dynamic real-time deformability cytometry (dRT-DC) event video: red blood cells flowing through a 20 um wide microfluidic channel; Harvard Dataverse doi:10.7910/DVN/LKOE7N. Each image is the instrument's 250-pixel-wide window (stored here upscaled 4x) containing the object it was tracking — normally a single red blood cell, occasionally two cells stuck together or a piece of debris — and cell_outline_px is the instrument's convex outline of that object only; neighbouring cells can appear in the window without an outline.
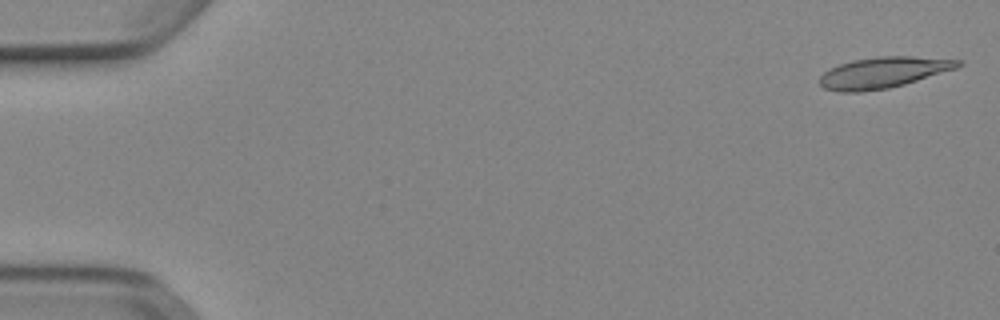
{"species": "Egyptian fruit bat (a non-hibernating species)", "species_latin": "Rousettus aegyptiacus", "temperature_condition": "cold", "stored_images_in_passage": 52, "camera_frame_rate_fps": 3000, "um_per_image_px": 0.085, "animal": {"sex": "female"}, "frame": {"image": 1, "passage_image": 1, "time_ms": 0.0, "image_size_px": [1000, 320], "cell_outline_px": [[964, 64], [956, 68], [904, 84], [888, 88], [864, 92], [840, 92], [824, 88], [820, 84], [820, 76], [828, 68], [852, 60], [880, 56], [912, 56], [960, 60]], "centroid_in_image_um": [75.05, 6.16], "position_along_channel_um": 10.0, "area_um2": 24.91}}
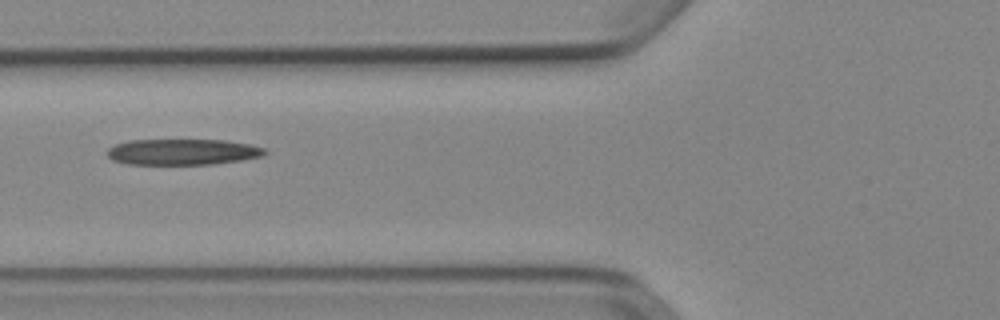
{"frame": {"image": 2, "passage_image": 20, "time_ms": 6.333, "image_size_px": [1000, 320], "cell_outline_px": [[268, 152], [264, 156], [240, 160], [212, 164], [128, 164], [112, 160], [108, 156], [108, 148], [116, 144], [128, 140], [224, 140], [248, 144], [264, 148]], "centroid_in_image_um": [15.52, 12.91], "position_along_channel_um": 110.3, "area_um2": 23.76}}
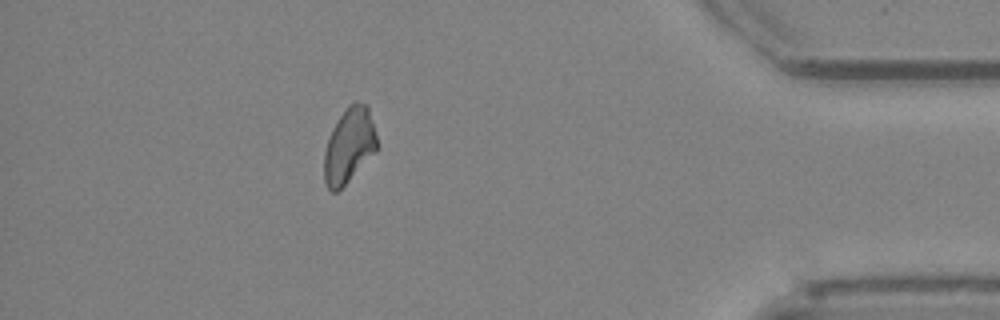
{"frame": {"image": 3, "passage_image": 46, "time_ms": 15.0, "image_size_px": [1000, 320], "cell_outline_px": [[376, 152], [336, 192], [332, 192], [328, 188], [324, 180], [324, 152], [332, 128], [348, 104], [356, 100], [368, 104], [376, 136]], "centroid_in_image_um": [29.67, 12.33], "position_along_channel_um": 405.5, "area_um2": 22.89}}